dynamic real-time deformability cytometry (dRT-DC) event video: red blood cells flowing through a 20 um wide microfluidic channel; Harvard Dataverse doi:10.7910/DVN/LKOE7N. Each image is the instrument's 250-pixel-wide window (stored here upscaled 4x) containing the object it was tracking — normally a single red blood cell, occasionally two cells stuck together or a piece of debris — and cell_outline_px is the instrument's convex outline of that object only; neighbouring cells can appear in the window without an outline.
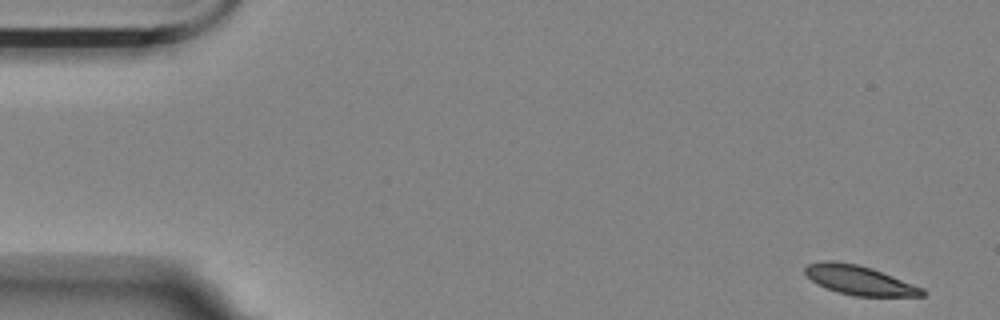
{"species": "Egyptian fruit bat (a non-hibernating species)", "species_latin": "Rousettus aegyptiacus", "temperature_condition": "room temperature", "stored_images_in_passage": 55, "camera_frame_rate_fps": 3000, "um_per_image_px": 0.085, "animal": {"sex": "female"}, "frame": {"image": 1, "passage_image": 1, "time_ms": 0.0, "image_size_px": [1000, 320], "cell_outline_px": [[928, 292], [924, 296], [856, 296], [836, 292], [816, 284], [804, 272], [804, 268], [808, 264], [820, 260], [832, 260], [856, 264], [872, 268], [924, 288]], "centroid_in_image_um": [73.04, 23.81], "position_along_channel_um": 12.0, "area_um2": 20.17}}
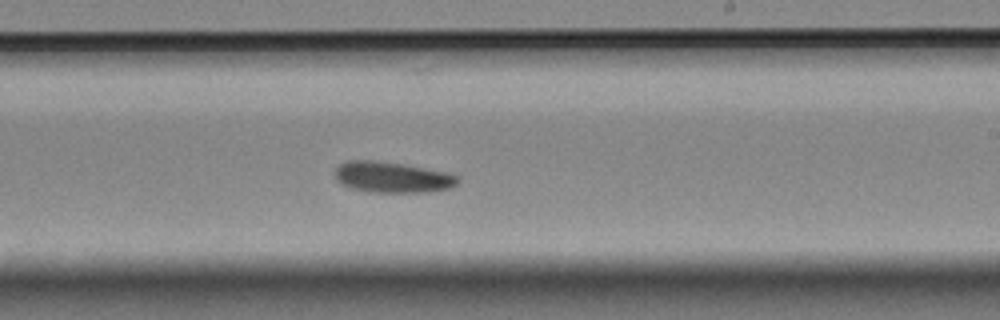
{"frame": {"image": 2, "passage_image": 32, "time_ms": 10.333, "image_size_px": [1000, 320], "cell_outline_px": [[460, 180], [456, 184], [448, 188], [424, 192], [372, 192], [352, 188], [340, 184], [336, 180], [336, 168], [340, 164], [348, 160], [376, 160], [404, 164], [448, 172], [460, 176]], "centroid_in_image_um": [33.35, 15.05], "position_along_channel_um": 255.7, "area_um2": 22.14}}
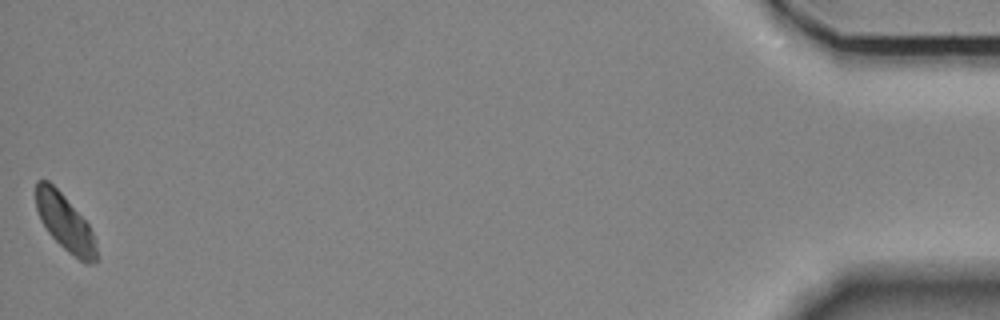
{"frame": {"image": 3, "passage_image": 55, "time_ms": 18.0, "image_size_px": [1000, 320], "cell_outline_px": [[96, 264], [84, 264], [68, 252], [48, 232], [40, 220], [36, 208], [36, 180], [48, 180], [64, 196], [88, 224], [96, 240]], "centroid_in_image_um": [5.53, 18.95], "position_along_channel_um": 429.7, "area_um2": 19.77}}